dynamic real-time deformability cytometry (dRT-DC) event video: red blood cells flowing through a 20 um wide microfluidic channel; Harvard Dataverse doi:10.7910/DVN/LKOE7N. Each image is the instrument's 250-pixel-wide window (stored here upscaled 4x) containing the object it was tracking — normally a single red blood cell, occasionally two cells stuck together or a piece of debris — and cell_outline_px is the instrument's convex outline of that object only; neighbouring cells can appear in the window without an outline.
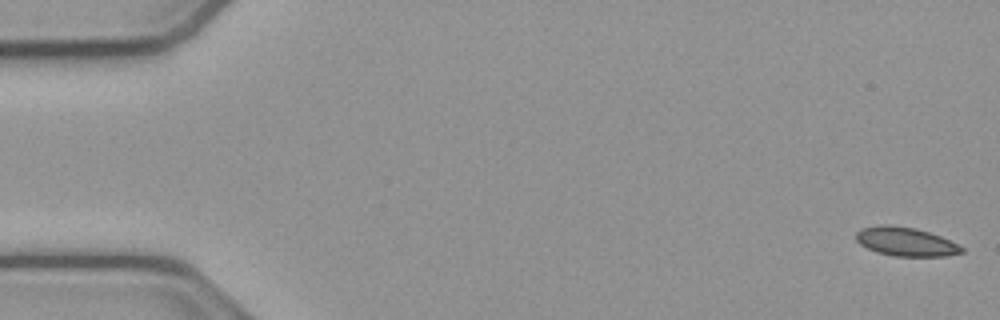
{"species": "common noctule bat (a hibernating species)", "species_latin": "Nyctalus noctula", "temperature_condition": "cold", "stored_images_in_passage": 54, "camera_frame_rate_fps": 3000, "um_per_image_px": 0.085, "animal": {"sex": "male", "body_mass_g": 23.1, "forearm_length_mm": 52.7}, "frame": {"image": 1, "passage_image": 1, "time_ms": 0.0, "image_size_px": [1000, 320], "cell_outline_px": [[964, 252], [944, 256], [896, 256], [876, 252], [860, 244], [856, 240], [856, 232], [860, 228], [880, 224], [888, 224], [916, 228], [940, 236], [964, 248]], "centroid_in_image_um": [76.94, 20.53], "position_along_channel_um": 8.1, "area_um2": 17.69}}
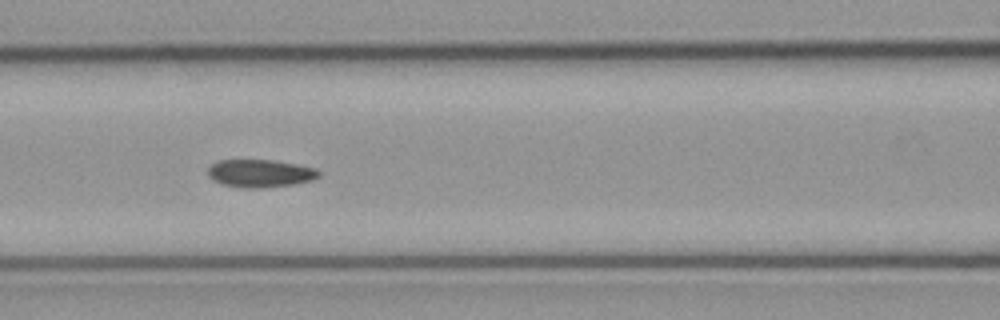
{"frame": {"image": 2, "passage_image": 23, "time_ms": 7.333, "image_size_px": [1000, 320], "cell_outline_px": [[320, 176], [312, 180], [292, 184], [264, 188], [240, 188], [220, 184], [212, 180], [208, 176], [208, 168], [216, 160], [272, 160], [296, 164], [316, 168], [320, 172]], "centroid_in_image_um": [22.08, 14.74], "position_along_channel_um": 144.5, "area_um2": 18.15}}
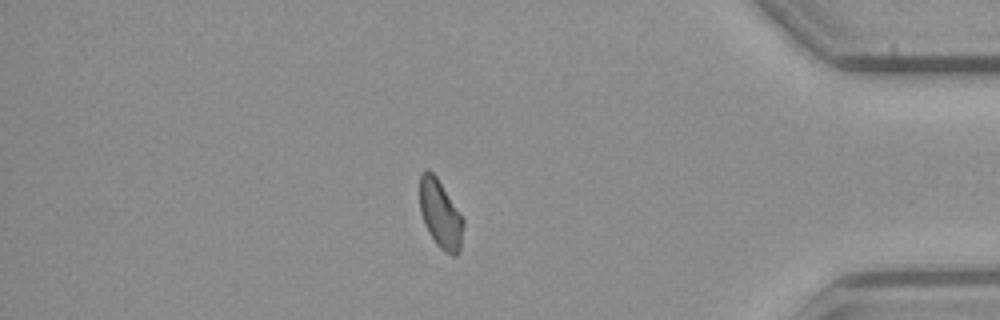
{"frame": {"image": 3, "passage_image": 46, "time_ms": 15.0, "image_size_px": [1000, 320], "cell_outline_px": [[464, 224], [460, 252], [456, 256], [452, 256], [440, 248], [436, 244], [428, 232], [424, 224], [420, 212], [420, 176], [428, 168], [436, 176], [464, 220]], "centroid_in_image_um": [37.43, 18.25], "position_along_channel_um": 397.8, "area_um2": 17.28}}